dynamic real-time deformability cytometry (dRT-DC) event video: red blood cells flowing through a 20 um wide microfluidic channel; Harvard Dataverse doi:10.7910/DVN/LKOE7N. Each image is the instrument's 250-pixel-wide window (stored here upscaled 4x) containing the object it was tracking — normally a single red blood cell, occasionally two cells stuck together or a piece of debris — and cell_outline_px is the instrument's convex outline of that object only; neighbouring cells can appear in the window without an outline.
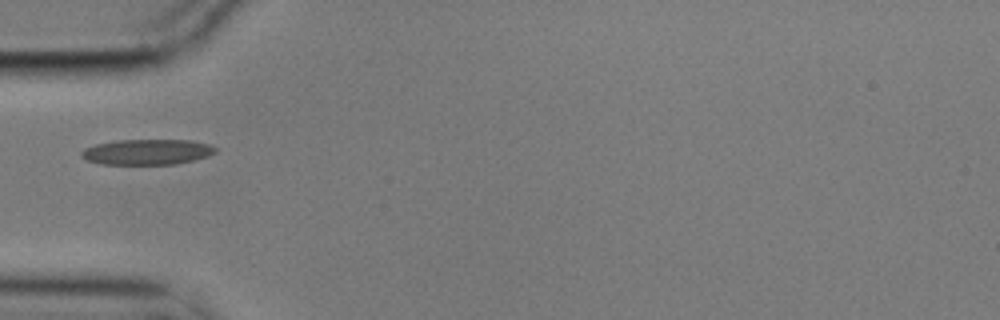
{"species": "common noctule bat (a hibernating species)", "species_latin": "Nyctalus noctula", "temperature_condition": "cold", "stored_images_in_passage": 5, "camera_frame_rate_fps": 3000, "um_per_image_px": 0.085, "animal": {"sex": "male", "body_mass_g": 17.9}, "frame": {"image": 1, "passage_image": 1, "time_ms": 0.0, "image_size_px": [1000, 320], "cell_outline_px": [[216, 152], [208, 156], [176, 164], [100, 164], [88, 160], [80, 156], [80, 152], [84, 148], [96, 144], [116, 140], [192, 140], [208, 144], [216, 148]], "centroid_in_image_um": [12.48, 12.91], "position_along_channel_um": 72.5, "area_um2": 19.88}}
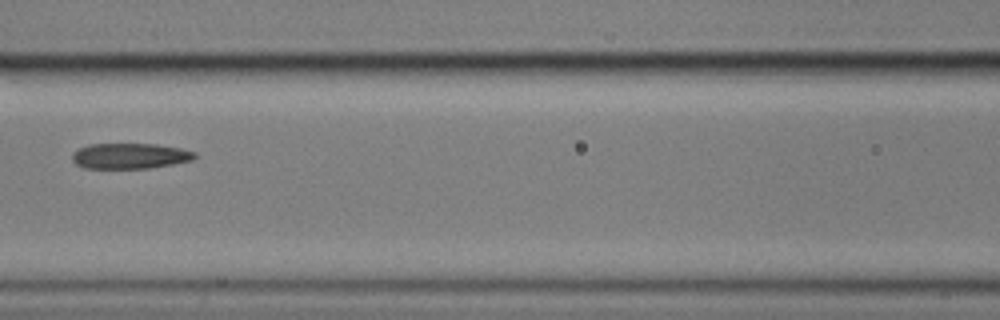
{"frame": {"image": 2, "passage_image": 3, "time_ms": 0.667, "image_size_px": [1000, 320], "cell_outline_px": [[196, 156], [192, 160], [172, 164], [148, 168], [84, 168], [76, 164], [72, 160], [72, 152], [88, 144], [156, 144], [180, 148], [196, 152]], "centroid_in_image_um": [11.02, 13.25], "position_along_channel_um": 155.6, "area_um2": 18.21}}
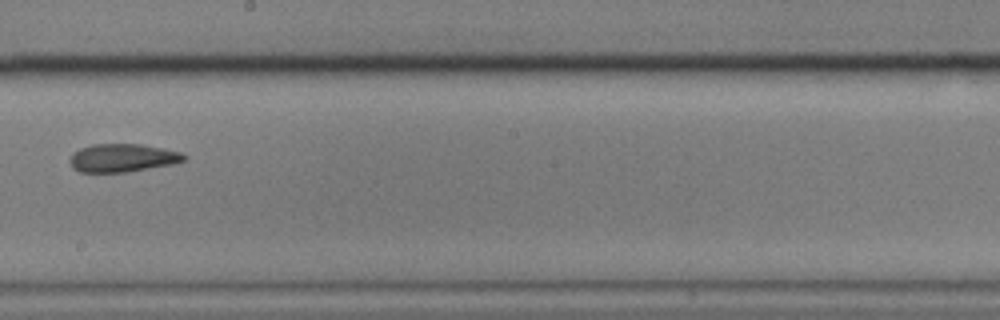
{"frame": {"image": 3, "passage_image": 5, "time_ms": 1.333, "image_size_px": [1000, 320], "cell_outline_px": [[188, 156], [184, 160], [176, 164], [128, 172], [80, 172], [72, 168], [68, 160], [80, 148], [92, 144], [140, 144], [180, 152]], "centroid_in_image_um": [10.43, 13.43], "position_along_channel_um": 237.8, "area_um2": 18.79}}